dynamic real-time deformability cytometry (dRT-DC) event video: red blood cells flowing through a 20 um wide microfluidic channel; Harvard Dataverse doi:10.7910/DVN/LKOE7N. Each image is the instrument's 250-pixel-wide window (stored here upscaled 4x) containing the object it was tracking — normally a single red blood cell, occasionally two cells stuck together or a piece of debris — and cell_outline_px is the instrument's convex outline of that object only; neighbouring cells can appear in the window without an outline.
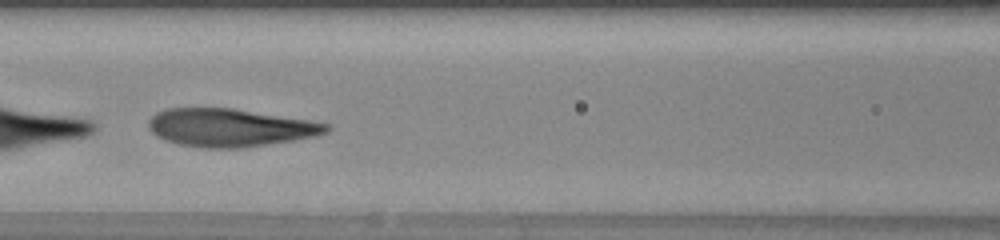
{"species": "human", "species_latin": "Homo sapiens", "temperature_condition": "warm", "stored_images_in_passage": 31, "camera_frame_rate_fps": 3000, "um_per_image_px": 0.085, "donor": {"sex": "female"}, "frame": {"image": 1, "passage_image": 16, "time_ms": 5.0, "image_size_px": [1000, 240], "cell_outline_px": [[332, 128], [328, 132], [316, 136], [244, 148], [200, 148], [180, 144], [164, 140], [156, 136], [148, 128], [148, 120], [156, 112], [168, 108], [232, 108], [308, 120], [332, 124]], "centroid_in_image_um": [19.54, 10.85], "position_along_channel_um": 147.1, "area_um2": 39.48}}
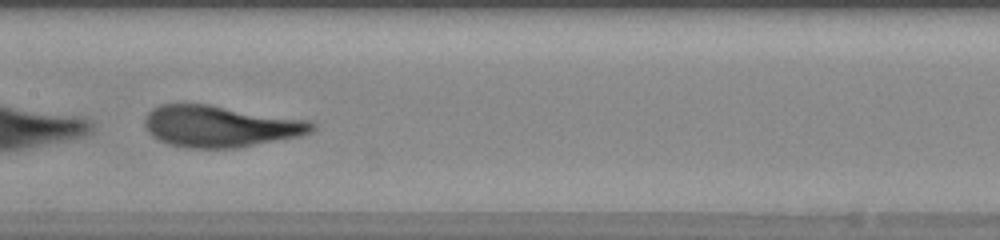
{"frame": {"image": 2, "passage_image": 19, "time_ms": 6.0, "image_size_px": [1000, 240], "cell_outline_px": [[316, 128], [312, 132], [300, 136], [236, 148], [188, 148], [168, 144], [152, 136], [148, 132], [144, 124], [144, 120], [148, 112], [152, 108], [160, 104], [208, 104], [308, 120], [316, 124]], "centroid_in_image_um": [18.71, 10.73], "position_along_channel_um": 188.7, "area_um2": 40.52}}
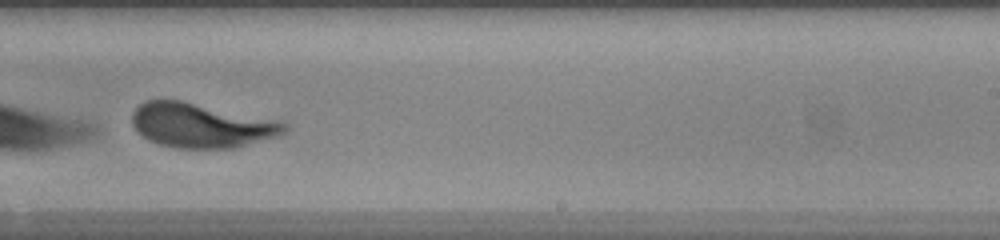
{"frame": {"image": 3, "passage_image": 25, "time_ms": 8.0, "image_size_px": [1000, 240], "cell_outline_px": [[288, 128], [280, 136], [236, 148], [176, 148], [156, 144], [148, 140], [132, 124], [132, 112], [144, 100], [180, 100], [284, 120], [288, 124]], "centroid_in_image_um": [17.19, 10.65], "position_along_channel_um": 271.8, "area_um2": 40.11}}